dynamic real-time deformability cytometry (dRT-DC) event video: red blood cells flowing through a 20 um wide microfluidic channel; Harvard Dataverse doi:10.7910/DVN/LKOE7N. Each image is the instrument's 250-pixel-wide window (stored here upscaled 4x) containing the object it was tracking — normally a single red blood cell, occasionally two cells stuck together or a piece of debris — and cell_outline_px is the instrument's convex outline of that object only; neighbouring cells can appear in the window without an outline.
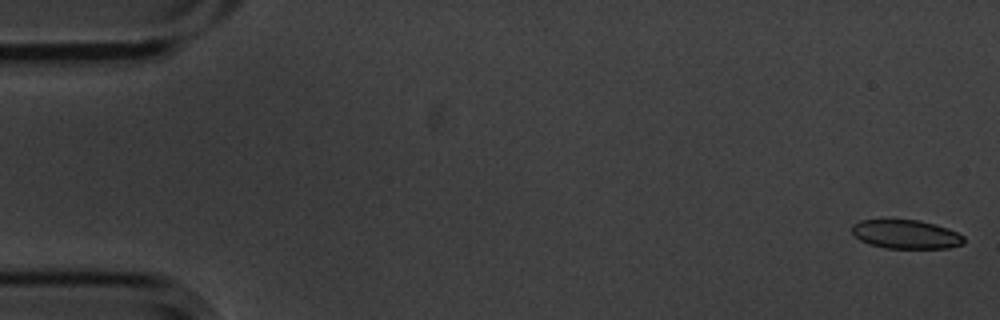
{"species": "common noctule bat (a hibernating species)", "species_latin": "Nyctalus noctula", "temperature_condition": "cold", "stored_images_in_passage": 6, "camera_frame_rate_fps": 3000, "um_per_image_px": 0.085, "animal": {"sex": "male", "body_mass_g": 20.1, "forearm_length_mm": 53.5}, "frame": {"image": 1, "passage_image": 1, "time_ms": 0.0, "image_size_px": [1000, 320], "cell_outline_px": [[964, 244], [948, 248], [884, 248], [868, 244], [860, 240], [852, 232], [852, 224], [860, 220], [920, 220], [936, 224], [948, 228], [964, 236]], "centroid_in_image_um": [77.01, 19.92], "position_along_channel_um": 8.0, "area_um2": 18.9}}
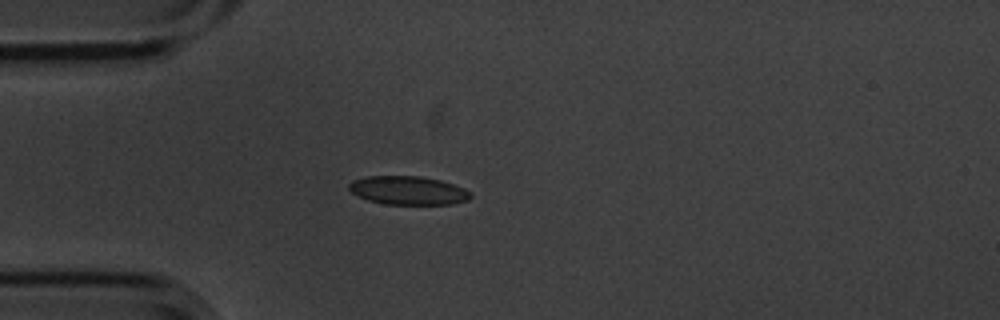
{"frame": {"image": 2, "passage_image": 5, "time_ms": 1.333, "image_size_px": [1000, 320], "cell_outline_px": [[472, 196], [468, 200], [452, 204], [384, 204], [368, 200], [352, 192], [348, 188], [348, 184], [352, 180], [368, 176], [420, 176], [440, 180], [464, 188], [472, 192]], "centroid_in_image_um": [34.7, 16.18], "position_along_channel_um": 50.3, "area_um2": 20.23}}